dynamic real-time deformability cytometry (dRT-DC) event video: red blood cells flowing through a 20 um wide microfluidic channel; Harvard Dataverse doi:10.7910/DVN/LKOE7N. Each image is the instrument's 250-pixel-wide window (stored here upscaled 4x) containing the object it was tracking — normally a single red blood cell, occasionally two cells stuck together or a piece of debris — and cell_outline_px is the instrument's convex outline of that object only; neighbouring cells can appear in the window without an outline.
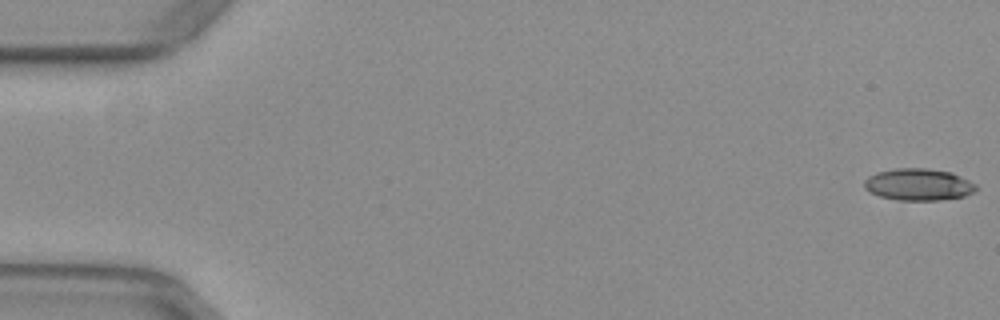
{"species": "common noctule bat (a hibernating species)", "species_latin": "Nyctalus noctula", "temperature_condition": "warm", "stored_images_in_passage": 53, "camera_frame_rate_fps": 3000, "um_per_image_px": 0.085, "animal": {"sex": "female", "body_mass_g": 29.2, "forearm_length_mm": 56.3}, "frame": {"image": 1, "passage_image": 1, "time_ms": 0.0, "image_size_px": [1000, 320], "cell_outline_px": [[976, 188], [972, 192], [964, 196], [940, 200], [896, 200], [880, 196], [868, 192], [864, 188], [864, 180], [868, 176], [876, 172], [896, 168], [928, 168], [952, 172], [976, 184]], "centroid_in_image_um": [78.03, 15.68], "position_along_channel_um": 7.0, "area_um2": 20.87}}
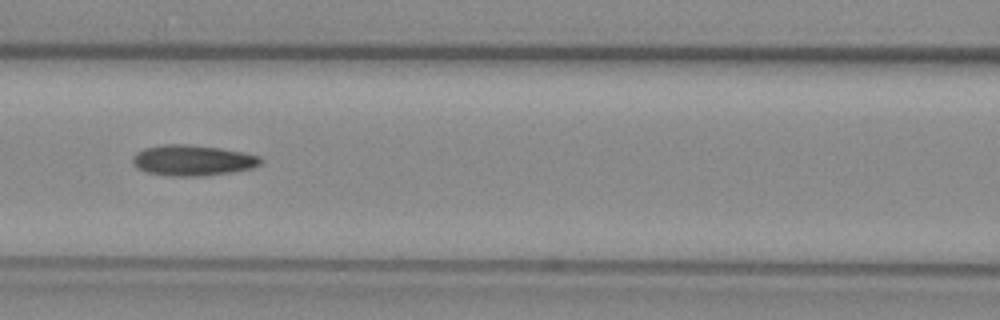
{"frame": {"image": 2, "passage_image": 24, "time_ms": 7.667, "image_size_px": [1000, 320], "cell_outline_px": [[264, 160], [260, 164], [252, 168], [232, 172], [204, 176], [168, 176], [148, 172], [136, 168], [132, 160], [132, 156], [136, 152], [144, 148], [164, 144], [188, 144], [220, 148], [244, 152], [260, 156]], "centroid_in_image_um": [16.38, 13.63], "position_along_channel_um": 150.2, "area_um2": 23.12}}
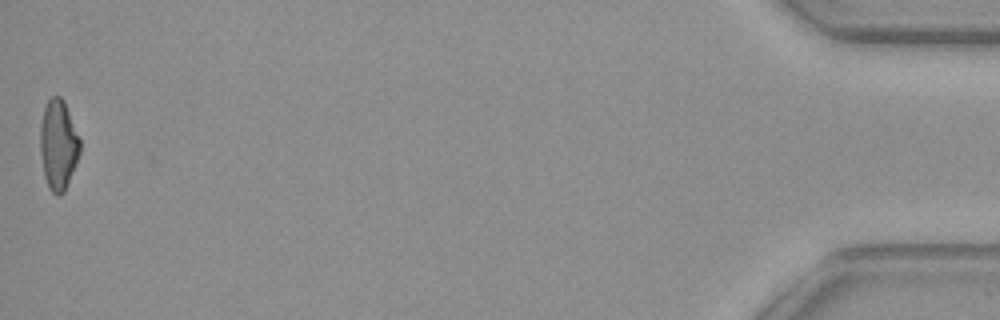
{"frame": {"image": 3, "passage_image": 53, "time_ms": 17.333, "image_size_px": [1000, 320], "cell_outline_px": [[80, 152], [64, 192], [60, 196], [56, 196], [48, 188], [44, 176], [40, 152], [40, 124], [44, 108], [48, 100], [52, 96], [60, 96], [64, 100], [80, 140]], "centroid_in_image_um": [4.94, 12.32], "position_along_channel_um": 430.3, "area_um2": 20.81}, "authors_computed_cell_mechanics": {"area_um2": 21.5594, "velocity_mm_per_s": 3.946, "shape_relaxation_time_tau1_ms": null, "shape_relaxation_time_tau2_ms": 3.2895, "deformation_change_tau1": null, "deformation_change_tau2": 0.1237}}